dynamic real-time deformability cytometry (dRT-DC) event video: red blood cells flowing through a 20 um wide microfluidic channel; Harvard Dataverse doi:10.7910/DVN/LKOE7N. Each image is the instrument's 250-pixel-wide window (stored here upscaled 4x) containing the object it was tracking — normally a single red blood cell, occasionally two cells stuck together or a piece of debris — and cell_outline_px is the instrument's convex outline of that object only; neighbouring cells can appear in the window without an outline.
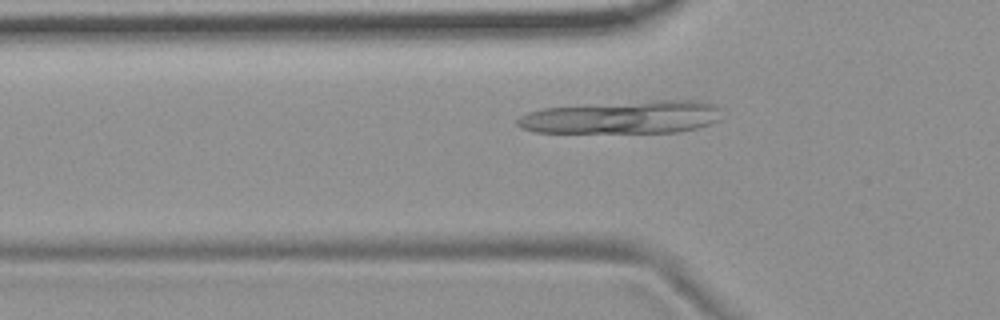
{"species": "common noctule bat (a hibernating species)", "species_latin": "Nyctalus noctula", "temperature_condition": "room temperature", "stored_images_in_passage": 45, "camera_frame_rate_fps": 3000, "um_per_image_px": 0.085, "animal": {"sex": "female", "body_mass_g": 19.9}, "frame": {"image": 1, "passage_image": 15, "time_ms": 4.667, "image_size_px": [1000, 320], "cell_outline_px": [[720, 120], [696, 128], [680, 132], [536, 132], [520, 128], [516, 124], [516, 120], [520, 116], [528, 112], [544, 108], [652, 100], [700, 100], [716, 104], [720, 108]], "centroid_in_image_um": [52.96, 9.96], "position_along_channel_um": 72.8, "area_um2": 39.13}}
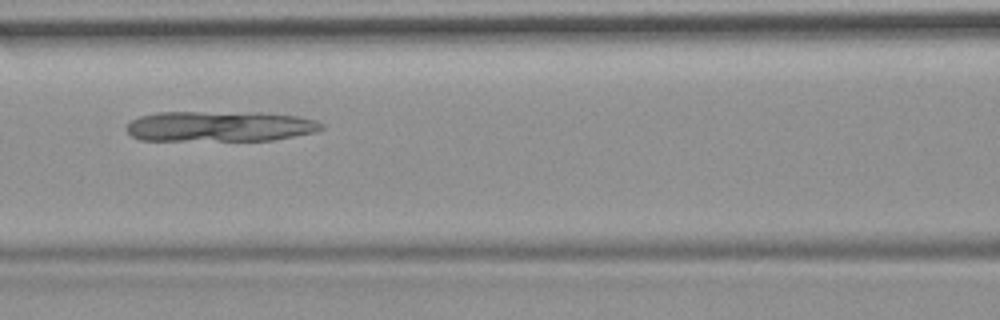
{"frame": {"image": 2, "passage_image": 21, "time_ms": 6.667, "image_size_px": [1000, 320], "cell_outline_px": [[324, 128], [316, 132], [272, 140], [140, 140], [132, 136], [124, 128], [132, 120], [140, 116], [156, 112], [260, 112], [300, 116], [316, 120], [324, 124]], "centroid_in_image_um": [18.71, 10.73], "position_along_channel_um": 147.9, "area_um2": 34.91}}
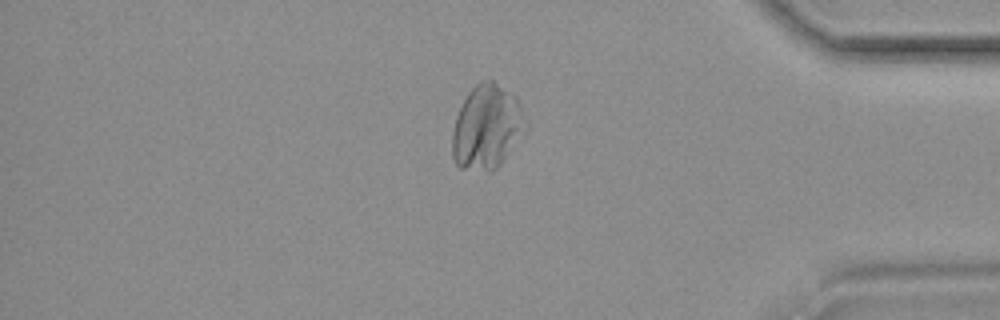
{"frame": {"image": 3, "passage_image": 43, "time_ms": 14.0, "image_size_px": [1000, 320], "cell_outline_px": [[520, 108], [516, 128], [504, 156], [496, 168], [488, 172], [460, 168], [456, 164], [452, 156], [452, 132], [456, 116], [468, 92], [480, 80], [492, 80], [508, 92], [516, 100]], "centroid_in_image_um": [41.16, 10.8], "position_along_channel_um": 394.0, "area_um2": 33.23}}